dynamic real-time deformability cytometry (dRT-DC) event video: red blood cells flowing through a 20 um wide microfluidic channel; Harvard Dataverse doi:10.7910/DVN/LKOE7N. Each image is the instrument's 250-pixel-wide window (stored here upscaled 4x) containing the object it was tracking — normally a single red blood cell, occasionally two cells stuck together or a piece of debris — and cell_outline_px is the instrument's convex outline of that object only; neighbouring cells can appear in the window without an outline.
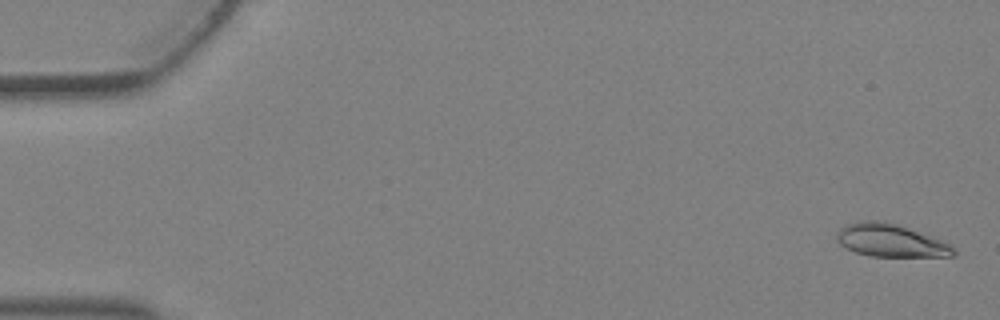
{"species": "Egyptian fruit bat (a non-hibernating species)", "species_latin": "Rousettus aegyptiacus", "temperature_condition": "warm", "stored_images_in_passage": 4, "camera_frame_rate_fps": 3000, "um_per_image_px": 0.085, "animal": {"sex": "female"}, "frame": {"image": 1, "passage_image": 1, "time_ms": 0.0, "image_size_px": [1000, 320], "cell_outline_px": [[956, 256], [872, 256], [856, 252], [840, 244], [836, 240], [836, 232], [840, 228], [848, 224], [860, 220], [884, 220], [908, 228], [940, 240], [948, 244], [956, 252]], "centroid_in_image_um": [75.65, 20.43], "position_along_channel_um": 9.4, "area_um2": 22.02}}
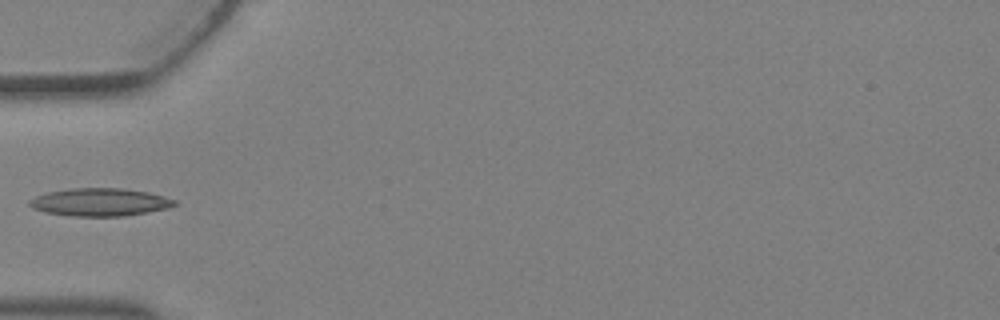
{"frame": {"image": 2, "passage_image": 4, "time_ms": 1.0, "image_size_px": [1000, 320], "cell_outline_px": [[180, 204], [168, 208], [148, 212], [124, 216], [68, 216], [44, 212], [32, 208], [28, 204], [28, 200], [36, 196], [48, 192], [72, 188], [124, 188], [148, 192], [164, 196], [176, 200]], "centroid_in_image_um": [8.51, 17.18], "position_along_channel_um": 76.5, "area_um2": 23.76}}